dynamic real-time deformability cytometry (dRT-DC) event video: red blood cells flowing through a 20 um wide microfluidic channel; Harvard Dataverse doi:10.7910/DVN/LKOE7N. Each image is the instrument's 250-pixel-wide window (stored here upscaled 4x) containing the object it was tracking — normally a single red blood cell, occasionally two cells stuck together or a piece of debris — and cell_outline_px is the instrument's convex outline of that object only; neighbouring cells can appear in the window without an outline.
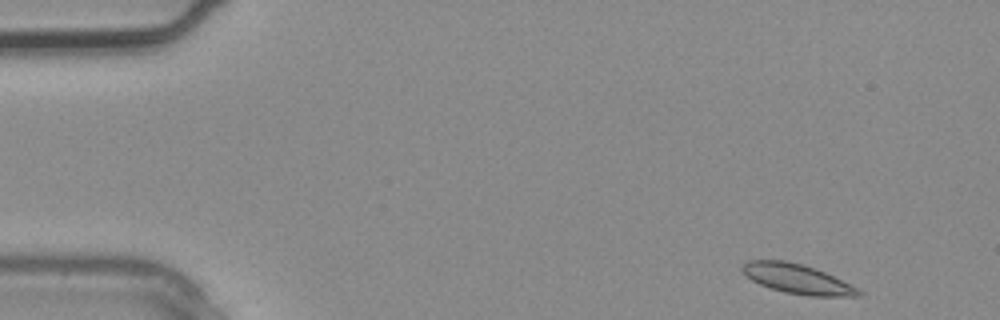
{"species": "common noctule bat (a hibernating species)", "species_latin": "Nyctalus noctula", "temperature_condition": "warm", "stored_images_in_passage": 3, "segment_of_instrument_passage": [2, 2], "camera_frame_rate_fps": 3000, "um_per_image_px": 0.085, "animal": {"sex": "male", "body_mass_g": 20.4}, "frame": {"image": 1, "passage_image": 3, "time_ms": 0.667, "image_size_px": [1000, 320], "cell_outline_px": [[864, 292], [860, 296], [808, 296], [784, 292], [760, 284], [744, 276], [740, 268], [748, 260], [784, 260], [804, 264], [824, 272]], "centroid_in_image_um": [67.71, 23.7], "position_along_channel_um": 17.3, "area_um2": 19.88}}